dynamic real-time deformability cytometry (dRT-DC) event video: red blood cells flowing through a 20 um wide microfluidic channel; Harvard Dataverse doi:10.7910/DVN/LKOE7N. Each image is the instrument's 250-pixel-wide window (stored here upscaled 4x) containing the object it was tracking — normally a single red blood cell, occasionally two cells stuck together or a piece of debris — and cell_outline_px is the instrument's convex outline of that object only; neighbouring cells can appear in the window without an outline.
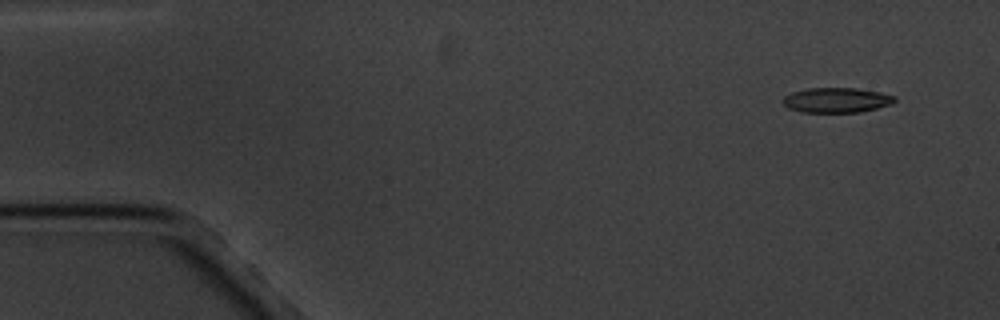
{"species": "common noctule bat (a hibernating species)", "species_latin": "Nyctalus noctula", "temperature_condition": "cold", "stored_images_in_passage": 6, "camera_frame_rate_fps": 3000, "um_per_image_px": 0.085, "animal": {"sex": "male", "body_mass_g": 20.1, "forearm_length_mm": 53.5}, "frame": {"image": 1, "passage_image": 1, "time_ms": 0.0, "image_size_px": [1000, 320], "cell_outline_px": [[896, 100], [892, 104], [860, 112], [804, 112], [788, 108], [780, 100], [784, 96], [792, 92], [808, 88], [856, 88], [880, 92], [896, 96]], "centroid_in_image_um": [71.1, 8.5], "position_along_channel_um": 13.9, "area_um2": 16.3}}
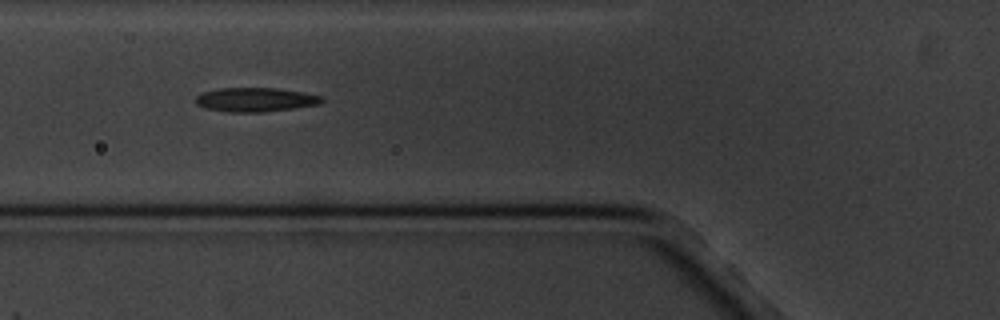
{"frame": {"image": 2, "passage_image": 5, "time_ms": 5.667, "image_size_px": [1000, 320], "cell_outline_px": [[324, 100], [320, 104], [264, 112], [228, 112], [204, 108], [196, 104], [196, 96], [200, 92], [216, 88], [276, 88], [304, 92], [324, 96]], "centroid_in_image_um": [21.69, 8.46], "position_along_channel_um": 104.1, "area_um2": 17.92}}
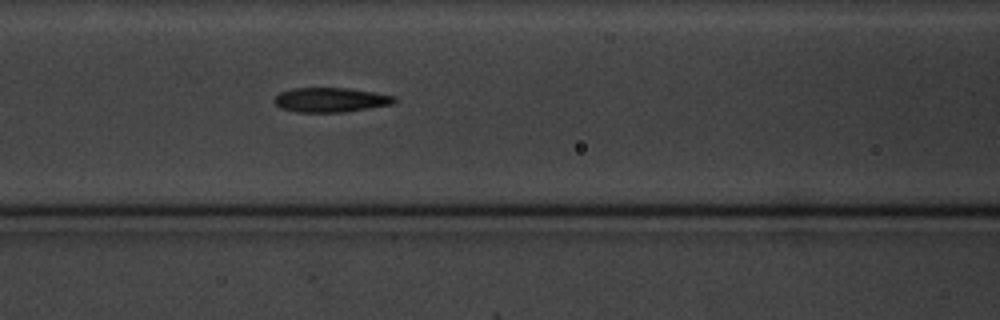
{"frame": {"image": 3, "passage_image": 6, "time_ms": 6.667, "image_size_px": [1000, 320], "cell_outline_px": [[396, 100], [392, 104], [344, 112], [296, 112], [280, 108], [272, 100], [280, 92], [292, 88], [348, 88], [396, 96]], "centroid_in_image_um": [28.07, 8.49], "position_along_channel_um": 138.5, "area_um2": 17.11}}